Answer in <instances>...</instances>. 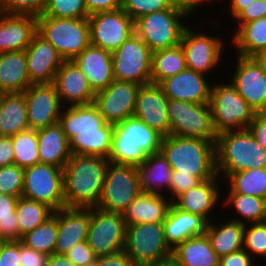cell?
<instances>
[{"label":"cell","mask_w":266,"mask_h":266,"mask_svg":"<svg viewBox=\"0 0 266 266\" xmlns=\"http://www.w3.org/2000/svg\"><path fill=\"white\" fill-rule=\"evenodd\" d=\"M163 225L165 240L173 250L185 240L205 234L208 221L200 215L182 211L172 204Z\"/></svg>","instance_id":"29"},{"label":"cell","mask_w":266,"mask_h":266,"mask_svg":"<svg viewBox=\"0 0 266 266\" xmlns=\"http://www.w3.org/2000/svg\"><path fill=\"white\" fill-rule=\"evenodd\" d=\"M49 255L30 249L19 240V258L21 266H47Z\"/></svg>","instance_id":"53"},{"label":"cell","mask_w":266,"mask_h":266,"mask_svg":"<svg viewBox=\"0 0 266 266\" xmlns=\"http://www.w3.org/2000/svg\"><path fill=\"white\" fill-rule=\"evenodd\" d=\"M14 164L12 137L0 136V167Z\"/></svg>","instance_id":"58"},{"label":"cell","mask_w":266,"mask_h":266,"mask_svg":"<svg viewBox=\"0 0 266 266\" xmlns=\"http://www.w3.org/2000/svg\"><path fill=\"white\" fill-rule=\"evenodd\" d=\"M255 262V263H254ZM255 259L244 249L220 258L219 266H257Z\"/></svg>","instance_id":"55"},{"label":"cell","mask_w":266,"mask_h":266,"mask_svg":"<svg viewBox=\"0 0 266 266\" xmlns=\"http://www.w3.org/2000/svg\"><path fill=\"white\" fill-rule=\"evenodd\" d=\"M40 163L63 168L71 157L69 141L59 123L37 130Z\"/></svg>","instance_id":"30"},{"label":"cell","mask_w":266,"mask_h":266,"mask_svg":"<svg viewBox=\"0 0 266 266\" xmlns=\"http://www.w3.org/2000/svg\"><path fill=\"white\" fill-rule=\"evenodd\" d=\"M90 222V208L65 207L58 210V235L54 253L64 255L77 243L87 241Z\"/></svg>","instance_id":"25"},{"label":"cell","mask_w":266,"mask_h":266,"mask_svg":"<svg viewBox=\"0 0 266 266\" xmlns=\"http://www.w3.org/2000/svg\"><path fill=\"white\" fill-rule=\"evenodd\" d=\"M201 181L192 174H179L178 171L172 172L169 194L167 195L173 201L178 195L197 186ZM170 195V196H169Z\"/></svg>","instance_id":"49"},{"label":"cell","mask_w":266,"mask_h":266,"mask_svg":"<svg viewBox=\"0 0 266 266\" xmlns=\"http://www.w3.org/2000/svg\"><path fill=\"white\" fill-rule=\"evenodd\" d=\"M53 84L63 106L88 105L94 102L95 93L79 67L73 61H64Z\"/></svg>","instance_id":"23"},{"label":"cell","mask_w":266,"mask_h":266,"mask_svg":"<svg viewBox=\"0 0 266 266\" xmlns=\"http://www.w3.org/2000/svg\"><path fill=\"white\" fill-rule=\"evenodd\" d=\"M230 82L256 113H266V73L252 57L236 55Z\"/></svg>","instance_id":"19"},{"label":"cell","mask_w":266,"mask_h":266,"mask_svg":"<svg viewBox=\"0 0 266 266\" xmlns=\"http://www.w3.org/2000/svg\"><path fill=\"white\" fill-rule=\"evenodd\" d=\"M30 130H40L59 123L63 109L56 87L51 84H32L24 92Z\"/></svg>","instance_id":"18"},{"label":"cell","mask_w":266,"mask_h":266,"mask_svg":"<svg viewBox=\"0 0 266 266\" xmlns=\"http://www.w3.org/2000/svg\"><path fill=\"white\" fill-rule=\"evenodd\" d=\"M137 168L142 193L164 195L169 192L173 170L161 152L148 155Z\"/></svg>","instance_id":"31"},{"label":"cell","mask_w":266,"mask_h":266,"mask_svg":"<svg viewBox=\"0 0 266 266\" xmlns=\"http://www.w3.org/2000/svg\"><path fill=\"white\" fill-rule=\"evenodd\" d=\"M135 266H145L172 254L165 240L163 222L127 226L123 250Z\"/></svg>","instance_id":"11"},{"label":"cell","mask_w":266,"mask_h":266,"mask_svg":"<svg viewBox=\"0 0 266 266\" xmlns=\"http://www.w3.org/2000/svg\"><path fill=\"white\" fill-rule=\"evenodd\" d=\"M30 85L25 50L0 53V92L22 93Z\"/></svg>","instance_id":"32"},{"label":"cell","mask_w":266,"mask_h":266,"mask_svg":"<svg viewBox=\"0 0 266 266\" xmlns=\"http://www.w3.org/2000/svg\"><path fill=\"white\" fill-rule=\"evenodd\" d=\"M170 135L206 139L216 144L210 102L191 103L168 100Z\"/></svg>","instance_id":"9"},{"label":"cell","mask_w":266,"mask_h":266,"mask_svg":"<svg viewBox=\"0 0 266 266\" xmlns=\"http://www.w3.org/2000/svg\"><path fill=\"white\" fill-rule=\"evenodd\" d=\"M172 255L181 266H219L220 261L206 234L191 237L178 244L172 250Z\"/></svg>","instance_id":"35"},{"label":"cell","mask_w":266,"mask_h":266,"mask_svg":"<svg viewBox=\"0 0 266 266\" xmlns=\"http://www.w3.org/2000/svg\"><path fill=\"white\" fill-rule=\"evenodd\" d=\"M172 201L167 194L140 193L122 212L127 226L143 223L164 222Z\"/></svg>","instance_id":"28"},{"label":"cell","mask_w":266,"mask_h":266,"mask_svg":"<svg viewBox=\"0 0 266 266\" xmlns=\"http://www.w3.org/2000/svg\"><path fill=\"white\" fill-rule=\"evenodd\" d=\"M91 222L87 243L98 257L108 256L124 250L127 224L121 213L91 207Z\"/></svg>","instance_id":"15"},{"label":"cell","mask_w":266,"mask_h":266,"mask_svg":"<svg viewBox=\"0 0 266 266\" xmlns=\"http://www.w3.org/2000/svg\"><path fill=\"white\" fill-rule=\"evenodd\" d=\"M186 60L181 45L152 53L151 83L159 84L162 80L185 70Z\"/></svg>","instance_id":"38"},{"label":"cell","mask_w":266,"mask_h":266,"mask_svg":"<svg viewBox=\"0 0 266 266\" xmlns=\"http://www.w3.org/2000/svg\"><path fill=\"white\" fill-rule=\"evenodd\" d=\"M220 181L223 184L221 178L216 174L212 179L202 181L197 186L178 195L172 204L182 211L200 215L210 222L214 219V216H212L213 218L210 216L214 212L212 210L219 205L221 200L223 201V198L221 199L223 196H220L222 195Z\"/></svg>","instance_id":"24"},{"label":"cell","mask_w":266,"mask_h":266,"mask_svg":"<svg viewBox=\"0 0 266 266\" xmlns=\"http://www.w3.org/2000/svg\"><path fill=\"white\" fill-rule=\"evenodd\" d=\"M72 61L85 75L95 94L114 81L112 55L109 51L90 44Z\"/></svg>","instance_id":"26"},{"label":"cell","mask_w":266,"mask_h":266,"mask_svg":"<svg viewBox=\"0 0 266 266\" xmlns=\"http://www.w3.org/2000/svg\"><path fill=\"white\" fill-rule=\"evenodd\" d=\"M14 164L21 168L40 163L38 155V137L36 130H26L12 136Z\"/></svg>","instance_id":"42"},{"label":"cell","mask_w":266,"mask_h":266,"mask_svg":"<svg viewBox=\"0 0 266 266\" xmlns=\"http://www.w3.org/2000/svg\"><path fill=\"white\" fill-rule=\"evenodd\" d=\"M252 58L266 73V49L256 53L254 56H252Z\"/></svg>","instance_id":"63"},{"label":"cell","mask_w":266,"mask_h":266,"mask_svg":"<svg viewBox=\"0 0 266 266\" xmlns=\"http://www.w3.org/2000/svg\"><path fill=\"white\" fill-rule=\"evenodd\" d=\"M85 4L89 15L116 11L122 8V0H85Z\"/></svg>","instance_id":"56"},{"label":"cell","mask_w":266,"mask_h":266,"mask_svg":"<svg viewBox=\"0 0 266 266\" xmlns=\"http://www.w3.org/2000/svg\"><path fill=\"white\" fill-rule=\"evenodd\" d=\"M212 3H215V2H213V1H215V0H210ZM216 1H219V2H221L222 0H216Z\"/></svg>","instance_id":"65"},{"label":"cell","mask_w":266,"mask_h":266,"mask_svg":"<svg viewBox=\"0 0 266 266\" xmlns=\"http://www.w3.org/2000/svg\"><path fill=\"white\" fill-rule=\"evenodd\" d=\"M37 32L55 47L65 61H72L90 45L87 18L39 16Z\"/></svg>","instance_id":"7"},{"label":"cell","mask_w":266,"mask_h":266,"mask_svg":"<svg viewBox=\"0 0 266 266\" xmlns=\"http://www.w3.org/2000/svg\"><path fill=\"white\" fill-rule=\"evenodd\" d=\"M47 266H76L71 262L65 255L62 254H52L49 255Z\"/></svg>","instance_id":"61"},{"label":"cell","mask_w":266,"mask_h":266,"mask_svg":"<svg viewBox=\"0 0 266 266\" xmlns=\"http://www.w3.org/2000/svg\"><path fill=\"white\" fill-rule=\"evenodd\" d=\"M90 44L114 52L134 31V21L122 10L88 16Z\"/></svg>","instance_id":"16"},{"label":"cell","mask_w":266,"mask_h":266,"mask_svg":"<svg viewBox=\"0 0 266 266\" xmlns=\"http://www.w3.org/2000/svg\"><path fill=\"white\" fill-rule=\"evenodd\" d=\"M168 98L158 84L141 85L133 117L155 129L163 137L170 135Z\"/></svg>","instance_id":"20"},{"label":"cell","mask_w":266,"mask_h":266,"mask_svg":"<svg viewBox=\"0 0 266 266\" xmlns=\"http://www.w3.org/2000/svg\"><path fill=\"white\" fill-rule=\"evenodd\" d=\"M145 266H181L176 258L171 254L165 258L159 259L152 264L145 265Z\"/></svg>","instance_id":"62"},{"label":"cell","mask_w":266,"mask_h":266,"mask_svg":"<svg viewBox=\"0 0 266 266\" xmlns=\"http://www.w3.org/2000/svg\"><path fill=\"white\" fill-rule=\"evenodd\" d=\"M22 196L44 203L54 211L65 208L63 168L43 163L24 168Z\"/></svg>","instance_id":"14"},{"label":"cell","mask_w":266,"mask_h":266,"mask_svg":"<svg viewBox=\"0 0 266 266\" xmlns=\"http://www.w3.org/2000/svg\"><path fill=\"white\" fill-rule=\"evenodd\" d=\"M111 55L114 80L129 81L139 85L151 83L152 51L136 33Z\"/></svg>","instance_id":"13"},{"label":"cell","mask_w":266,"mask_h":266,"mask_svg":"<svg viewBox=\"0 0 266 266\" xmlns=\"http://www.w3.org/2000/svg\"><path fill=\"white\" fill-rule=\"evenodd\" d=\"M42 16L88 18L85 0H46Z\"/></svg>","instance_id":"45"},{"label":"cell","mask_w":266,"mask_h":266,"mask_svg":"<svg viewBox=\"0 0 266 266\" xmlns=\"http://www.w3.org/2000/svg\"><path fill=\"white\" fill-rule=\"evenodd\" d=\"M19 197L0 193V241L21 240L17 214L15 212Z\"/></svg>","instance_id":"43"},{"label":"cell","mask_w":266,"mask_h":266,"mask_svg":"<svg viewBox=\"0 0 266 266\" xmlns=\"http://www.w3.org/2000/svg\"><path fill=\"white\" fill-rule=\"evenodd\" d=\"M109 163L103 156L71 154L63 167L67 208L97 207Z\"/></svg>","instance_id":"2"},{"label":"cell","mask_w":266,"mask_h":266,"mask_svg":"<svg viewBox=\"0 0 266 266\" xmlns=\"http://www.w3.org/2000/svg\"><path fill=\"white\" fill-rule=\"evenodd\" d=\"M15 212L18 219L19 235L22 237L49 219L54 210L44 203L21 196L18 198Z\"/></svg>","instance_id":"40"},{"label":"cell","mask_w":266,"mask_h":266,"mask_svg":"<svg viewBox=\"0 0 266 266\" xmlns=\"http://www.w3.org/2000/svg\"><path fill=\"white\" fill-rule=\"evenodd\" d=\"M86 266H98V258L91 264H88Z\"/></svg>","instance_id":"64"},{"label":"cell","mask_w":266,"mask_h":266,"mask_svg":"<svg viewBox=\"0 0 266 266\" xmlns=\"http://www.w3.org/2000/svg\"><path fill=\"white\" fill-rule=\"evenodd\" d=\"M29 129L26 99L22 93H3L0 99V136L12 137Z\"/></svg>","instance_id":"34"},{"label":"cell","mask_w":266,"mask_h":266,"mask_svg":"<svg viewBox=\"0 0 266 266\" xmlns=\"http://www.w3.org/2000/svg\"><path fill=\"white\" fill-rule=\"evenodd\" d=\"M98 266H135L132 259L124 252L98 257Z\"/></svg>","instance_id":"57"},{"label":"cell","mask_w":266,"mask_h":266,"mask_svg":"<svg viewBox=\"0 0 266 266\" xmlns=\"http://www.w3.org/2000/svg\"><path fill=\"white\" fill-rule=\"evenodd\" d=\"M243 249L256 261L258 257L266 261V222L245 224Z\"/></svg>","instance_id":"44"},{"label":"cell","mask_w":266,"mask_h":266,"mask_svg":"<svg viewBox=\"0 0 266 266\" xmlns=\"http://www.w3.org/2000/svg\"><path fill=\"white\" fill-rule=\"evenodd\" d=\"M64 255L76 266H86L97 259L87 241L77 243Z\"/></svg>","instance_id":"50"},{"label":"cell","mask_w":266,"mask_h":266,"mask_svg":"<svg viewBox=\"0 0 266 266\" xmlns=\"http://www.w3.org/2000/svg\"><path fill=\"white\" fill-rule=\"evenodd\" d=\"M171 0H122V10L135 22L149 13L170 9Z\"/></svg>","instance_id":"47"},{"label":"cell","mask_w":266,"mask_h":266,"mask_svg":"<svg viewBox=\"0 0 266 266\" xmlns=\"http://www.w3.org/2000/svg\"><path fill=\"white\" fill-rule=\"evenodd\" d=\"M236 55L252 57L266 49V16L243 23L230 34Z\"/></svg>","instance_id":"36"},{"label":"cell","mask_w":266,"mask_h":266,"mask_svg":"<svg viewBox=\"0 0 266 266\" xmlns=\"http://www.w3.org/2000/svg\"><path fill=\"white\" fill-rule=\"evenodd\" d=\"M247 129L266 151V113H256Z\"/></svg>","instance_id":"54"},{"label":"cell","mask_w":266,"mask_h":266,"mask_svg":"<svg viewBox=\"0 0 266 266\" xmlns=\"http://www.w3.org/2000/svg\"><path fill=\"white\" fill-rule=\"evenodd\" d=\"M31 84H51L59 67L65 61L55 47L38 32L25 49Z\"/></svg>","instance_id":"21"},{"label":"cell","mask_w":266,"mask_h":266,"mask_svg":"<svg viewBox=\"0 0 266 266\" xmlns=\"http://www.w3.org/2000/svg\"><path fill=\"white\" fill-rule=\"evenodd\" d=\"M58 235V210L43 224L22 236L21 242L45 255L54 254Z\"/></svg>","instance_id":"41"},{"label":"cell","mask_w":266,"mask_h":266,"mask_svg":"<svg viewBox=\"0 0 266 266\" xmlns=\"http://www.w3.org/2000/svg\"><path fill=\"white\" fill-rule=\"evenodd\" d=\"M46 0H0V13L6 15L42 16Z\"/></svg>","instance_id":"48"},{"label":"cell","mask_w":266,"mask_h":266,"mask_svg":"<svg viewBox=\"0 0 266 266\" xmlns=\"http://www.w3.org/2000/svg\"><path fill=\"white\" fill-rule=\"evenodd\" d=\"M229 9L224 10V12L227 13L230 11V17L234 19L243 9L248 7L251 3L254 2V0H229Z\"/></svg>","instance_id":"60"},{"label":"cell","mask_w":266,"mask_h":266,"mask_svg":"<svg viewBox=\"0 0 266 266\" xmlns=\"http://www.w3.org/2000/svg\"><path fill=\"white\" fill-rule=\"evenodd\" d=\"M222 206L231 208L237 215L231 220L243 224L266 222V199L240 193H225ZM230 206V207H229ZM241 217V218H240Z\"/></svg>","instance_id":"37"},{"label":"cell","mask_w":266,"mask_h":266,"mask_svg":"<svg viewBox=\"0 0 266 266\" xmlns=\"http://www.w3.org/2000/svg\"><path fill=\"white\" fill-rule=\"evenodd\" d=\"M59 124L71 154L109 157L114 125L106 123L93 103L64 106Z\"/></svg>","instance_id":"1"},{"label":"cell","mask_w":266,"mask_h":266,"mask_svg":"<svg viewBox=\"0 0 266 266\" xmlns=\"http://www.w3.org/2000/svg\"><path fill=\"white\" fill-rule=\"evenodd\" d=\"M207 77L209 76L186 68L158 85L168 99L191 103L210 102L212 84Z\"/></svg>","instance_id":"22"},{"label":"cell","mask_w":266,"mask_h":266,"mask_svg":"<svg viewBox=\"0 0 266 266\" xmlns=\"http://www.w3.org/2000/svg\"><path fill=\"white\" fill-rule=\"evenodd\" d=\"M19 240L0 241V266H21Z\"/></svg>","instance_id":"51"},{"label":"cell","mask_w":266,"mask_h":266,"mask_svg":"<svg viewBox=\"0 0 266 266\" xmlns=\"http://www.w3.org/2000/svg\"><path fill=\"white\" fill-rule=\"evenodd\" d=\"M216 173L225 181L231 174L253 168H266V151L248 129L217 134Z\"/></svg>","instance_id":"4"},{"label":"cell","mask_w":266,"mask_h":266,"mask_svg":"<svg viewBox=\"0 0 266 266\" xmlns=\"http://www.w3.org/2000/svg\"><path fill=\"white\" fill-rule=\"evenodd\" d=\"M224 183L228 189L226 193H240L266 199V168H253L231 174Z\"/></svg>","instance_id":"39"},{"label":"cell","mask_w":266,"mask_h":266,"mask_svg":"<svg viewBox=\"0 0 266 266\" xmlns=\"http://www.w3.org/2000/svg\"><path fill=\"white\" fill-rule=\"evenodd\" d=\"M24 186V168L18 165L0 167V193L21 197Z\"/></svg>","instance_id":"46"},{"label":"cell","mask_w":266,"mask_h":266,"mask_svg":"<svg viewBox=\"0 0 266 266\" xmlns=\"http://www.w3.org/2000/svg\"><path fill=\"white\" fill-rule=\"evenodd\" d=\"M188 17L186 10L173 5L140 17L134 22V31L153 53L180 44Z\"/></svg>","instance_id":"6"},{"label":"cell","mask_w":266,"mask_h":266,"mask_svg":"<svg viewBox=\"0 0 266 266\" xmlns=\"http://www.w3.org/2000/svg\"><path fill=\"white\" fill-rule=\"evenodd\" d=\"M225 42V37L223 40L219 35L217 37L212 33L208 35L205 31L201 33L200 29L196 31L195 26L193 28L188 25L183 31L180 42L185 54L186 67L204 75L216 71L223 61Z\"/></svg>","instance_id":"12"},{"label":"cell","mask_w":266,"mask_h":266,"mask_svg":"<svg viewBox=\"0 0 266 266\" xmlns=\"http://www.w3.org/2000/svg\"><path fill=\"white\" fill-rule=\"evenodd\" d=\"M140 193L137 166L110 162L97 208L122 214Z\"/></svg>","instance_id":"10"},{"label":"cell","mask_w":266,"mask_h":266,"mask_svg":"<svg viewBox=\"0 0 266 266\" xmlns=\"http://www.w3.org/2000/svg\"><path fill=\"white\" fill-rule=\"evenodd\" d=\"M266 16V0H254L248 7L243 9L235 18L236 25L239 27L261 17Z\"/></svg>","instance_id":"52"},{"label":"cell","mask_w":266,"mask_h":266,"mask_svg":"<svg viewBox=\"0 0 266 266\" xmlns=\"http://www.w3.org/2000/svg\"><path fill=\"white\" fill-rule=\"evenodd\" d=\"M227 220L222 223L218 222V220H215V222L212 220L208 222L205 231L211 248L220 258L243 249L245 224L233 221L231 218Z\"/></svg>","instance_id":"33"},{"label":"cell","mask_w":266,"mask_h":266,"mask_svg":"<svg viewBox=\"0 0 266 266\" xmlns=\"http://www.w3.org/2000/svg\"><path fill=\"white\" fill-rule=\"evenodd\" d=\"M160 152L179 174L190 173L201 182L217 174L215 143L209 140L168 135L162 137Z\"/></svg>","instance_id":"3"},{"label":"cell","mask_w":266,"mask_h":266,"mask_svg":"<svg viewBox=\"0 0 266 266\" xmlns=\"http://www.w3.org/2000/svg\"><path fill=\"white\" fill-rule=\"evenodd\" d=\"M210 107L212 124L217 134L246 129L256 114L228 80L227 83L217 81L212 84Z\"/></svg>","instance_id":"8"},{"label":"cell","mask_w":266,"mask_h":266,"mask_svg":"<svg viewBox=\"0 0 266 266\" xmlns=\"http://www.w3.org/2000/svg\"><path fill=\"white\" fill-rule=\"evenodd\" d=\"M140 86L129 81L114 80L107 88L95 94L93 104L106 123L116 125L133 117Z\"/></svg>","instance_id":"17"},{"label":"cell","mask_w":266,"mask_h":266,"mask_svg":"<svg viewBox=\"0 0 266 266\" xmlns=\"http://www.w3.org/2000/svg\"><path fill=\"white\" fill-rule=\"evenodd\" d=\"M171 2L174 6L186 10L192 17L196 12L199 13L197 10L198 7L205 6L204 4L207 2L208 4H211L210 0H171Z\"/></svg>","instance_id":"59"},{"label":"cell","mask_w":266,"mask_h":266,"mask_svg":"<svg viewBox=\"0 0 266 266\" xmlns=\"http://www.w3.org/2000/svg\"><path fill=\"white\" fill-rule=\"evenodd\" d=\"M37 33V17L0 13V53L25 50Z\"/></svg>","instance_id":"27"},{"label":"cell","mask_w":266,"mask_h":266,"mask_svg":"<svg viewBox=\"0 0 266 266\" xmlns=\"http://www.w3.org/2000/svg\"><path fill=\"white\" fill-rule=\"evenodd\" d=\"M162 137L143 121L127 118L114 125L108 160L115 164L139 166L148 155L160 152Z\"/></svg>","instance_id":"5"}]
</instances>
